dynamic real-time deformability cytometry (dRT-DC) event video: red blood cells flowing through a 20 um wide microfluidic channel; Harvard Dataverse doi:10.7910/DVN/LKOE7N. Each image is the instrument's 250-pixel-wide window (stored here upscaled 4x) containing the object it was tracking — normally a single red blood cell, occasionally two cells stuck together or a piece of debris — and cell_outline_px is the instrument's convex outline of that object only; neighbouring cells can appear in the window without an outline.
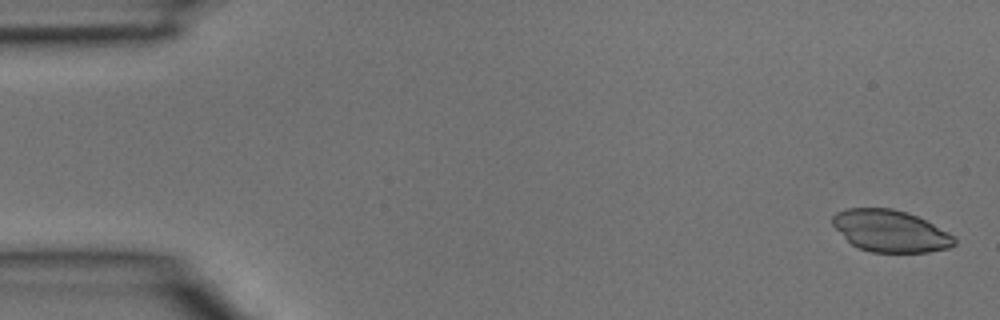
{"species": "common noctule bat (a hibernating species)", "species_latin": "Nyctalus noctula", "temperature_condition": "room temperature", "stored_images_in_passage": 4, "camera_frame_rate_fps": 3000, "um_per_image_px": 0.085, "animal": {"sex": "male", "body_mass_g": 15.6}, "frame": {"image": 1, "passage_image": 1, "time_ms": 0.0, "image_size_px": [1000, 320], "cell_outline_px": [[956, 244], [948, 248], [928, 252], [872, 252], [860, 248], [852, 244], [832, 224], [832, 216], [836, 212], [848, 208], [892, 208], [916, 216], [948, 232], [956, 240]], "centroid_in_image_um": [75.67, 19.63], "position_along_channel_um": 9.3, "area_um2": 29.3}}